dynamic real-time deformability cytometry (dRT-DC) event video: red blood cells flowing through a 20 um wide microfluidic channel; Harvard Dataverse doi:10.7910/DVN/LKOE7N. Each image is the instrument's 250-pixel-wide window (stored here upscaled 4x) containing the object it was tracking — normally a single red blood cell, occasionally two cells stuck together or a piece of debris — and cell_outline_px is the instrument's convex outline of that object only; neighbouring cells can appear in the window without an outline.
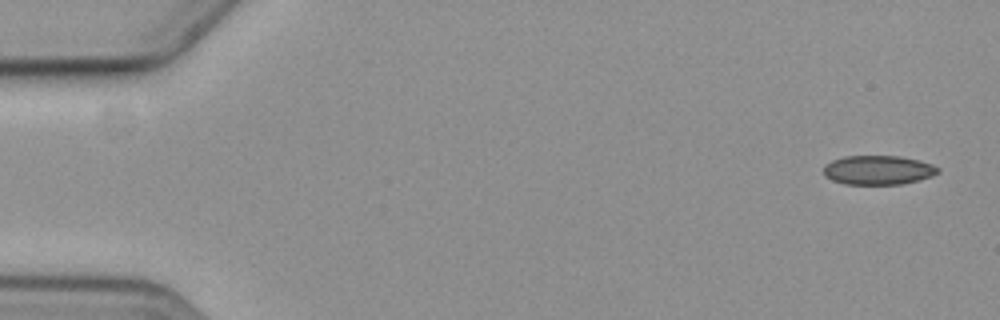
{"species": "common noctule bat (a hibernating species)", "species_latin": "Nyctalus noctula", "temperature_condition": "cold", "stored_images_in_passage": 5, "camera_frame_rate_fps": 3000, "um_per_image_px": 0.085, "animal": {"sex": "female", "body_mass_g": 19.3, "forearm_length_mm": 54.1}, "frame": {"image": 1, "passage_image": 1, "time_ms": 0.0, "image_size_px": [1000, 320], "cell_outline_px": [[940, 172], [932, 176], [900, 184], [844, 184], [832, 180], [824, 176], [824, 164], [832, 160], [844, 156], [900, 156], [920, 160], [932, 164], [940, 168]], "centroid_in_image_um": [74.63, 14.44], "position_along_channel_um": 10.4, "area_um2": 19.54}}
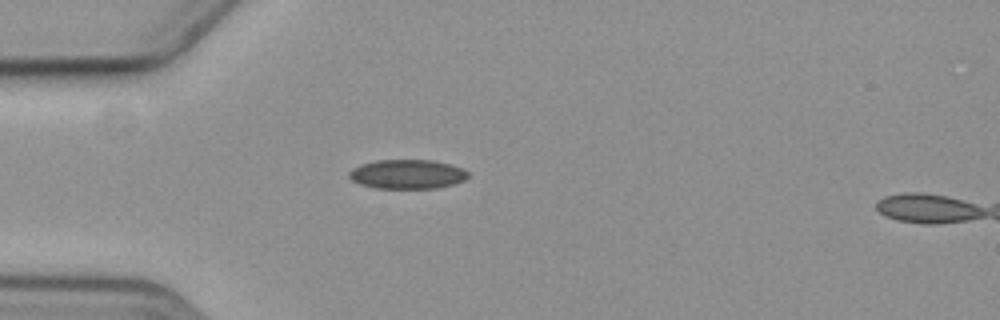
{"frame": {"image": 2, "passage_image": 5, "time_ms": 4.667, "image_size_px": [1000, 320], "cell_outline_px": [[472, 172], [464, 180], [452, 184], [436, 188], [376, 188], [360, 184], [352, 180], [348, 176], [348, 172], [352, 168], [360, 164], [376, 160], [432, 160], [452, 164], [464, 168]], "centroid_in_image_um": [34.64, 14.79], "position_along_channel_um": 50.4, "area_um2": 20.52}}